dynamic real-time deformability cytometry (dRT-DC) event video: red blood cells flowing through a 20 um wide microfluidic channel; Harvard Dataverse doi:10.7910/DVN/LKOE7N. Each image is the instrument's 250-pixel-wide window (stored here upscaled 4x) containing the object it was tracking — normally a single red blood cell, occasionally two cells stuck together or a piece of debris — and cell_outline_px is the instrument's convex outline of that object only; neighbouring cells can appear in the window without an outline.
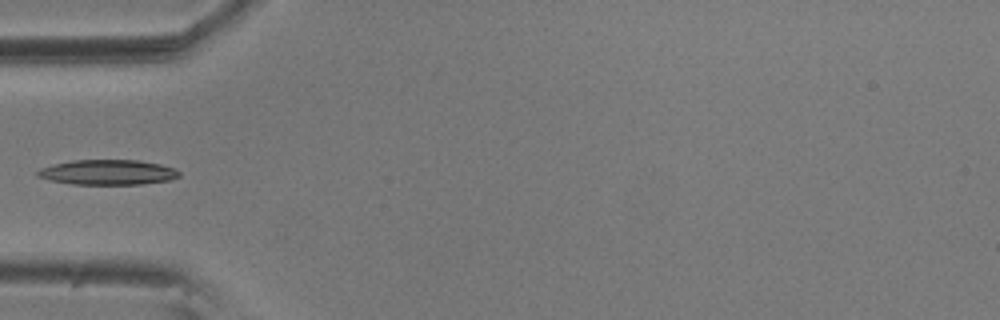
{"species": "common noctule bat (a hibernating species)", "species_latin": "Nyctalus noctula", "temperature_condition": "room temperature", "stored_images_in_passage": 16, "camera_frame_rate_fps": 3000, "um_per_image_px": 0.085, "animal": {"sex": "male", "body_mass_g": 20.5, "forearm_length_mm": 52.5}, "frame": {"image": 1, "passage_image": 1, "time_ms": 0.0, "image_size_px": [1000, 320], "cell_outline_px": [[180, 176], [168, 180], [140, 184], [72, 184], [52, 180], [36, 176], [36, 172], [40, 168], [72, 160], [140, 160], [160, 164], [172, 168], [180, 172]], "centroid_in_image_um": [9.16, 14.64], "position_along_channel_um": 75.8, "area_um2": 20.46}}
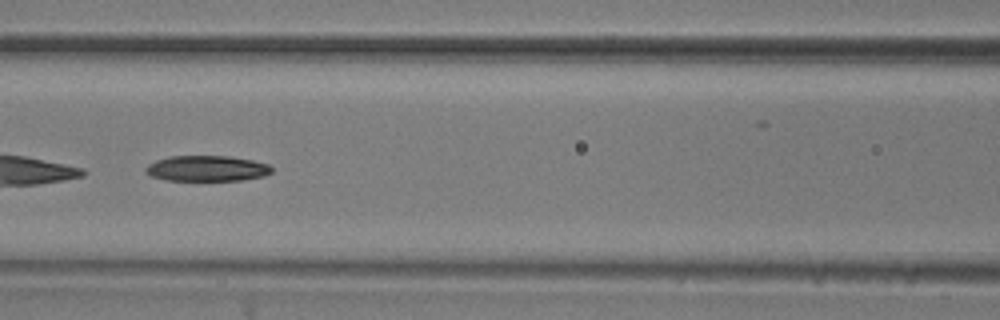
{"frame": {"image": 2, "passage_image": 7, "time_ms": 2.0, "image_size_px": [1000, 320], "cell_outline_px": [[272, 172], [264, 176], [240, 180], [164, 180], [152, 176], [144, 172], [144, 168], [148, 164], [156, 160], [168, 156], [228, 156], [252, 160], [268, 164], [272, 168]], "centroid_in_image_um": [17.55, 14.31], "position_along_channel_um": 149.1, "area_um2": 18.84}}
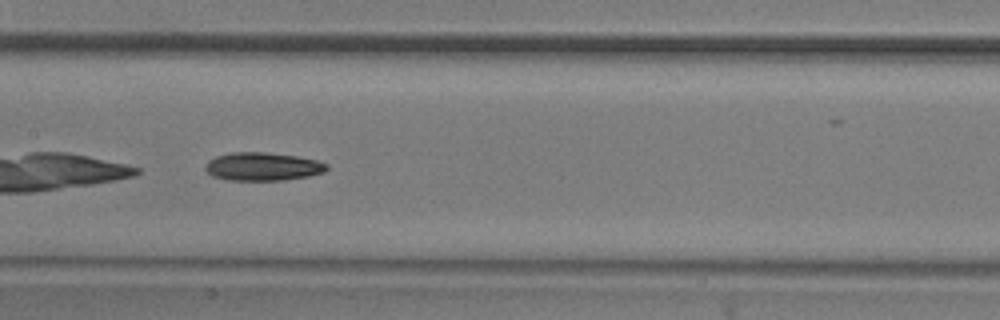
{"frame": {"image": 3, "passage_image": 10, "time_ms": 3.0, "image_size_px": [1000, 320], "cell_outline_px": [[328, 168], [324, 172], [308, 176], [280, 180], [228, 180], [212, 176], [204, 168], [208, 160], [216, 156], [232, 152], [264, 152], [296, 156], [316, 160], [328, 164]], "centroid_in_image_um": [22.31, 14.15], "position_along_channel_um": 185.1, "area_um2": 19.88}}